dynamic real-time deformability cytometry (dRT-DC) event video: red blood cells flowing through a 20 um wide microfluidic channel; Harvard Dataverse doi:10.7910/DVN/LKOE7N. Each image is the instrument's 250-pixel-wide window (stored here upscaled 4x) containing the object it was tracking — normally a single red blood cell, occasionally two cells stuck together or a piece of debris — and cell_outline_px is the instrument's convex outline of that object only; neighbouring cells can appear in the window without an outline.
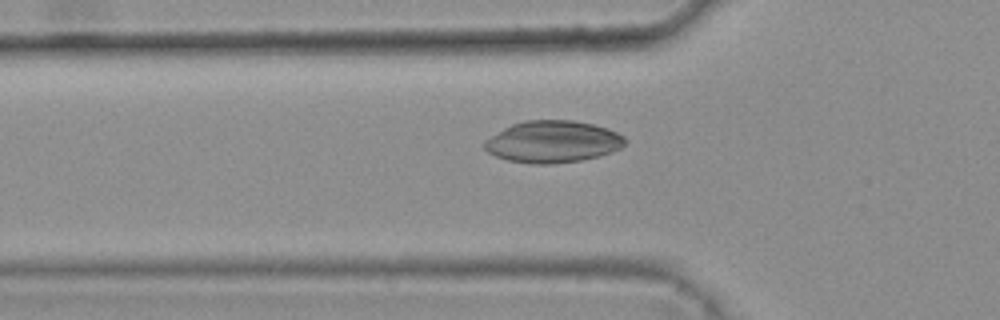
{"species": "common noctule bat (a hibernating species)", "species_latin": "Nyctalus noctula", "temperature_condition": "warm", "stored_images_in_passage": 47, "camera_frame_rate_fps": 3000, "um_per_image_px": 0.085, "animal": {"sex": "female", "body_mass_g": 25.1}, "frame": {"image": 1, "passage_image": 18, "time_ms": 5.667, "image_size_px": [1000, 320], "cell_outline_px": [[628, 140], [620, 148], [612, 152], [580, 160], [552, 164], [532, 164], [508, 160], [496, 156], [488, 152], [484, 148], [484, 140], [504, 128], [512, 124], [524, 120], [572, 120], [592, 124], [608, 128], [624, 136]], "centroid_in_image_um": [46.98, 12.04], "position_along_channel_um": 78.8, "area_um2": 34.28}}
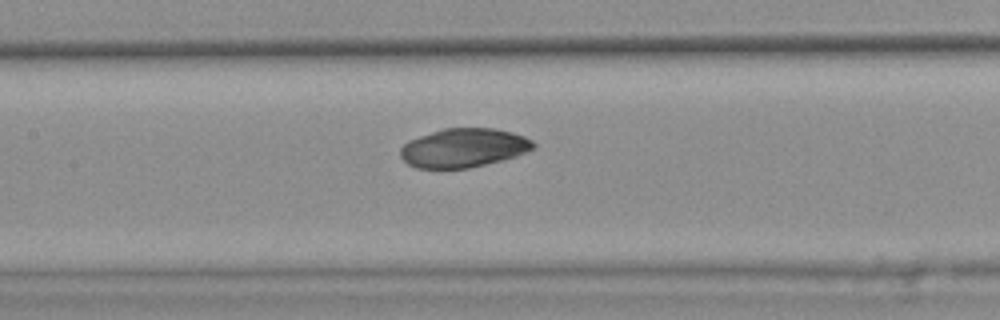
{"frame": {"image": 2, "passage_image": 25, "time_ms": 8.0, "image_size_px": [1000, 320], "cell_outline_px": [[536, 148], [516, 156], [504, 160], [468, 168], [416, 168], [408, 164], [400, 156], [400, 148], [408, 140], [444, 128], [496, 128], [512, 132], [524, 136], [532, 140], [536, 144]], "centroid_in_image_um": [39.43, 12.57], "position_along_channel_um": 168.0, "area_um2": 30.29}}
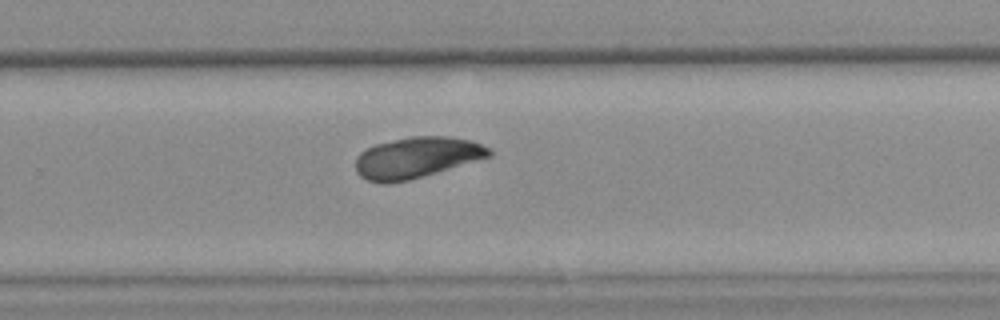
{"frame": {"image": 3, "passage_image": 35, "time_ms": 11.333, "image_size_px": [1000, 320], "cell_outline_px": [[492, 156], [408, 180], [388, 184], [384, 184], [368, 180], [360, 176], [356, 172], [356, 156], [360, 152], [376, 144], [412, 136], [448, 136], [468, 140], [480, 144], [488, 148], [492, 152]], "centroid_in_image_um": [35.38, 13.4], "position_along_channel_um": 294.4, "area_um2": 31.56}}